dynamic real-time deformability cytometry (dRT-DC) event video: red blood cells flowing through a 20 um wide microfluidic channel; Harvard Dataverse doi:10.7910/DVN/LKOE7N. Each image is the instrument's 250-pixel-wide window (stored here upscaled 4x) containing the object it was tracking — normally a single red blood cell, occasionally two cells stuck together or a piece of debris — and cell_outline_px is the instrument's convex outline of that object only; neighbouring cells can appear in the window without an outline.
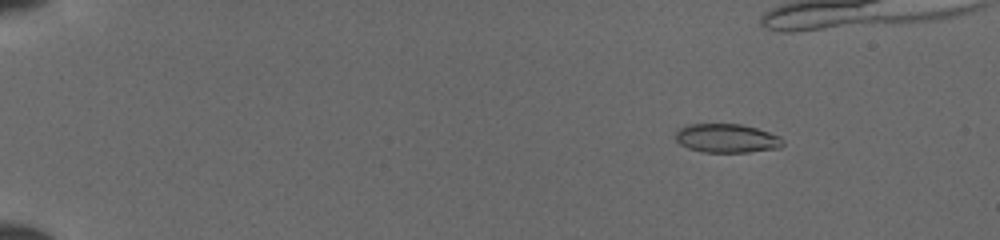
{"species": "common noctule bat (a hibernating species)", "species_latin": "Nyctalus noctula", "temperature_condition": "cold", "stored_images_in_passage": 39, "camera_frame_rate_fps": 3000, "um_per_image_px": 0.085, "animal": {"sex": "female", "body_mass_g": 19.5, "forearm_length_mm": 54.1}, "frame": {"image": 1, "passage_image": 2, "time_ms": 0.333, "image_size_px": [1000, 240], "cell_outline_px": [[784, 144], [780, 148], [748, 152], [704, 152], [688, 148], [680, 144], [676, 140], [676, 132], [680, 128], [688, 124], [740, 124], [756, 128], [780, 136], [784, 140]], "centroid_in_image_um": [61.79, 11.76], "position_along_channel_um": 23.2, "area_um2": 18.03}}
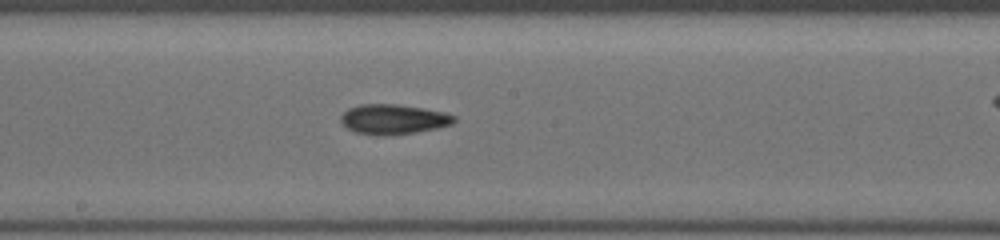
{"frame": {"image": 2, "passage_image": 24, "time_ms": 7.667, "image_size_px": [1000, 240], "cell_outline_px": [[456, 120], [452, 124], [436, 128], [416, 132], [388, 136], [384, 136], [356, 132], [348, 128], [340, 120], [340, 116], [348, 108], [360, 104], [396, 104], [424, 108], [444, 112], [456, 116]], "centroid_in_image_um": [33.45, 10.13], "position_along_channel_um": 214.8, "area_um2": 19.77}}
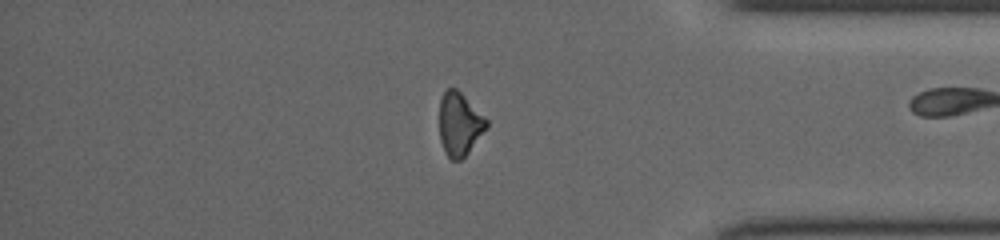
{"frame": {"image": 3, "passage_image": 38, "time_ms": 12.333, "image_size_px": [1000, 240], "cell_outline_px": [[488, 128], [468, 152], [460, 160], [452, 160], [444, 152], [440, 140], [440, 100], [444, 92], [448, 88], [456, 88], [488, 120]], "centroid_in_image_um": [39.06, 10.56], "position_along_channel_um": 396.1, "area_um2": 17.22}}